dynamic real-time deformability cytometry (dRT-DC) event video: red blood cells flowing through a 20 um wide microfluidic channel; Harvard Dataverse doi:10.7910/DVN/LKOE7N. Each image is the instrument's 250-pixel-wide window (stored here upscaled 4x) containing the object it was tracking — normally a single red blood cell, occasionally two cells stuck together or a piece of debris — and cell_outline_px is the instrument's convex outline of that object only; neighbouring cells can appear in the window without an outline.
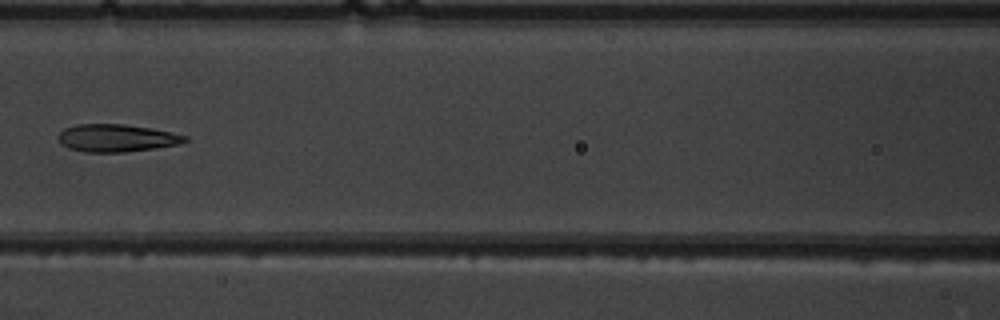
{"species": "common noctule bat (a hibernating species)", "species_latin": "Nyctalus noctula", "temperature_condition": "warm", "stored_images_in_passage": 7, "camera_frame_rate_fps": 3000, "um_per_image_px": 0.085, "animal": {"sex": "male", "body_mass_g": 19.5, "forearm_length_mm": 54.6}, "frame": {"image": 1, "passage_image": 6, "time_ms": 6.667, "image_size_px": [1000, 320], "cell_outline_px": [[188, 140], [180, 144], [124, 152], [84, 152], [68, 148], [60, 144], [56, 136], [64, 128], [76, 124], [124, 124], [152, 128], [188, 136]], "centroid_in_image_um": [9.86, 11.73], "position_along_channel_um": 156.7, "area_um2": 20.46}}
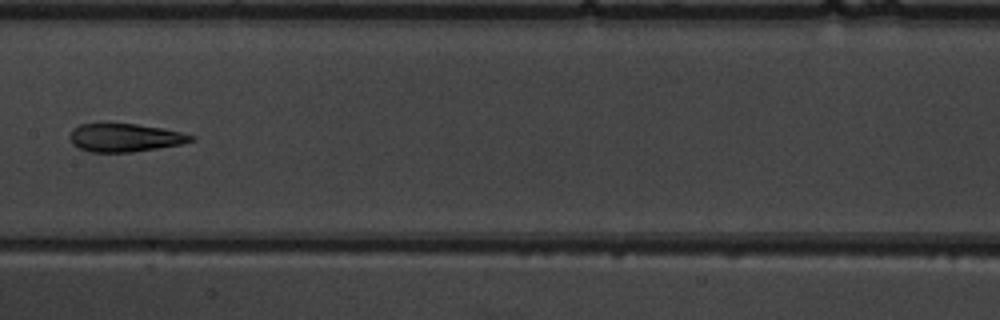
{"frame": {"image": 2, "passage_image": 7, "time_ms": 7.667, "image_size_px": [1000, 320], "cell_outline_px": [[196, 140], [180, 144], [132, 152], [88, 152], [72, 144], [68, 136], [72, 128], [80, 124], [108, 120], [164, 128], [196, 136]], "centroid_in_image_um": [10.55, 11.65], "position_along_channel_um": 196.9, "area_um2": 20.75}}